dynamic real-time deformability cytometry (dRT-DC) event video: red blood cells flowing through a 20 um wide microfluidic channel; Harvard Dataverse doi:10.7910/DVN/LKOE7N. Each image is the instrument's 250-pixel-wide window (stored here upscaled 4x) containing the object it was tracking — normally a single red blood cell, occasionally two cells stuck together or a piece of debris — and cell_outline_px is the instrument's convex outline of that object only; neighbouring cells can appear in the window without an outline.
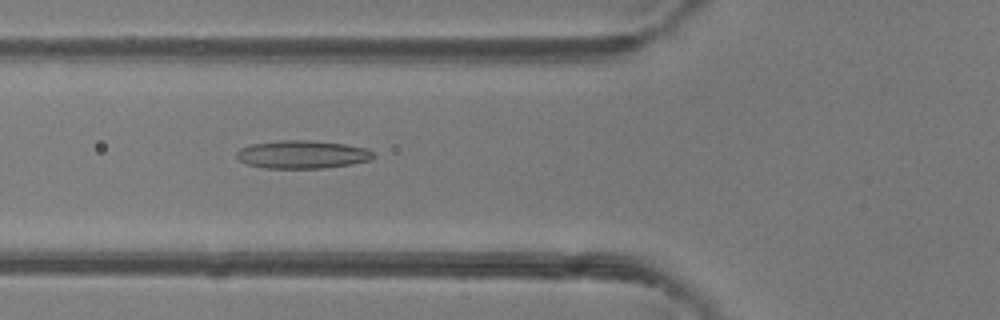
{"species": "common noctule bat (a hibernating species)", "species_latin": "Nyctalus noctula", "temperature_condition": "room temperature", "stored_images_in_passage": 48, "camera_frame_rate_fps": 3000, "um_per_image_px": 0.085, "animal": {"sex": "female"}, "frame": {"image": 1, "passage_image": 17, "time_ms": 5.333, "image_size_px": [1000, 320], "cell_outline_px": [[376, 156], [372, 160], [352, 164], [324, 168], [264, 168], [248, 164], [240, 160], [236, 156], [236, 152], [240, 148], [252, 144], [280, 140], [308, 140], [344, 144], [368, 148]], "centroid_in_image_um": [25.73, 13.13], "position_along_channel_um": 100.1, "area_um2": 22.43}}
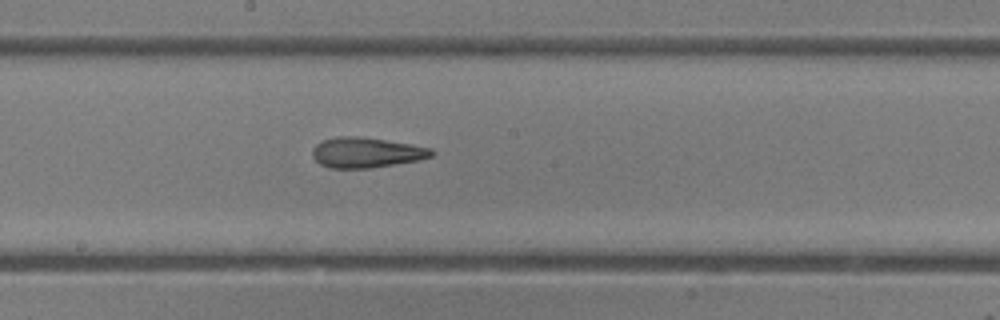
{"frame": {"image": 2, "passage_image": 25, "time_ms": 8.0, "image_size_px": [1000, 320], "cell_outline_px": [[436, 152], [432, 156], [420, 160], [372, 168], [328, 168], [320, 164], [312, 156], [312, 148], [316, 144], [324, 140], [336, 136], [356, 136], [384, 140], [432, 148]], "centroid_in_image_um": [31.13, 12.97], "position_along_channel_um": 217.1, "area_um2": 21.04}}
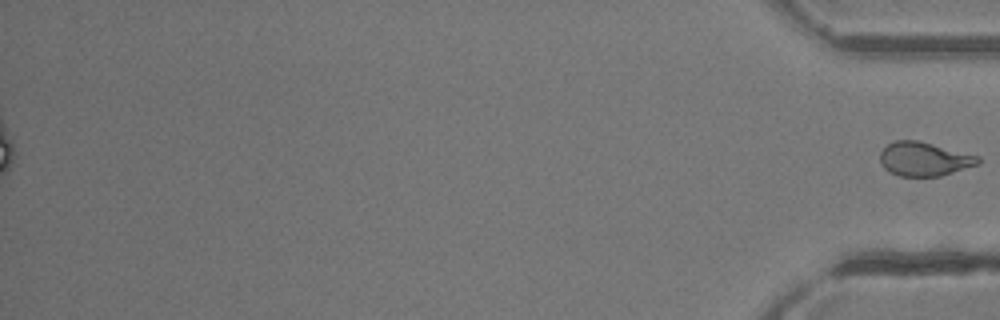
{"frame": {"image": 3, "passage_image": 48, "time_ms": 15.667, "image_size_px": [1000, 320], "cell_outline_px": [[980, 164], [940, 176], [900, 176], [888, 172], [880, 164], [880, 152], [888, 144], [896, 140], [916, 140], [980, 156]], "centroid_in_image_um": [78.54, 13.52], "position_along_channel_um": 356.7, "area_um2": 19.36}}